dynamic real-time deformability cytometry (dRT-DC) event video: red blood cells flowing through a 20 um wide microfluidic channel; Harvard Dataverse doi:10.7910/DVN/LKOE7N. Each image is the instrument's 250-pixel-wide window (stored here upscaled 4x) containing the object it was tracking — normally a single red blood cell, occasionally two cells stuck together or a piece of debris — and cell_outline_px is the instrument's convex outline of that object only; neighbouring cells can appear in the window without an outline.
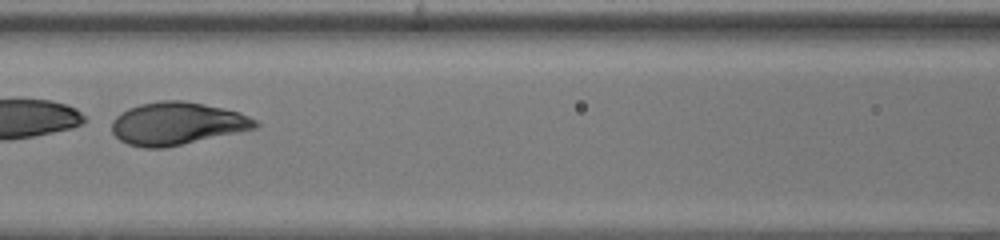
{"species": "human", "species_latin": "Homo sapiens", "temperature_condition": "warm", "stored_images_in_passage": 47, "camera_frame_rate_fps": 3000, "um_per_image_px": 0.085, "donor": {"sex": "female"}, "frame": {"image": 1, "passage_image": 21, "time_ms": 6.667, "image_size_px": [1000, 240], "cell_outline_px": [[260, 124], [256, 128], [164, 148], [144, 148], [128, 144], [120, 140], [112, 132], [112, 120], [120, 112], [128, 108], [140, 104], [160, 100], [184, 100], [224, 108], [240, 112], [256, 120]], "centroid_in_image_um": [15.03, 10.49], "position_along_channel_um": 151.6, "area_um2": 35.66}}